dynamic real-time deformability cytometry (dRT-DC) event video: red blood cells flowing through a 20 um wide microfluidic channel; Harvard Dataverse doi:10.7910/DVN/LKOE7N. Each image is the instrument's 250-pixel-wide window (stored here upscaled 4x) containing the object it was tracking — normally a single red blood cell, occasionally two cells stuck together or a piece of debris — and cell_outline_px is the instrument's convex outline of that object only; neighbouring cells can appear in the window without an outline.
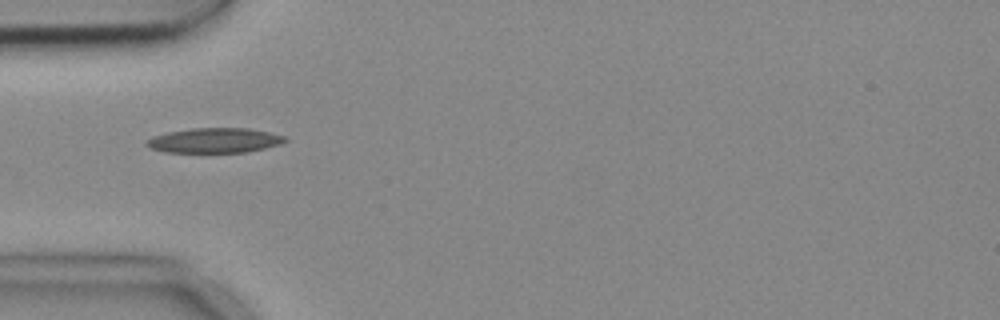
{"species": "common noctule bat (a hibernating species)", "species_latin": "Nyctalus noctula", "temperature_condition": "cold", "stored_images_in_passage": 15, "camera_frame_rate_fps": 3000, "um_per_image_px": 0.085, "animal": {"sex": "female", "body_mass_g": 18.4}, "frame": {"image": 1, "passage_image": 5, "time_ms": 1.333, "image_size_px": [1000, 320], "cell_outline_px": [[288, 140], [280, 144], [248, 152], [164, 152], [152, 148], [144, 144], [144, 140], [152, 136], [168, 132], [192, 128], [248, 128], [288, 136]], "centroid_in_image_um": [18.23, 11.93], "position_along_channel_um": 66.8, "area_um2": 20.17}}
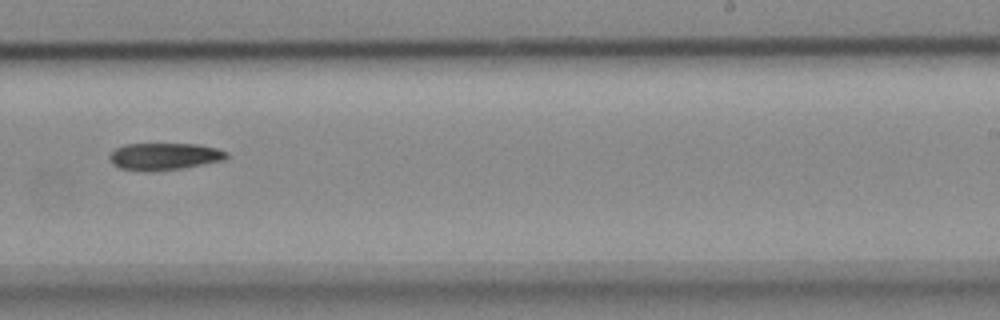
{"frame": {"image": 2, "passage_image": 10, "time_ms": 3.0, "image_size_px": [1000, 320], "cell_outline_px": [[228, 156], [224, 160], [184, 168], [152, 172], [144, 172], [120, 168], [112, 164], [108, 156], [116, 148], [124, 144], [200, 144], [216, 148], [228, 152]], "centroid_in_image_um": [13.96, 13.31], "position_along_channel_um": 275.0, "area_um2": 18.73}}
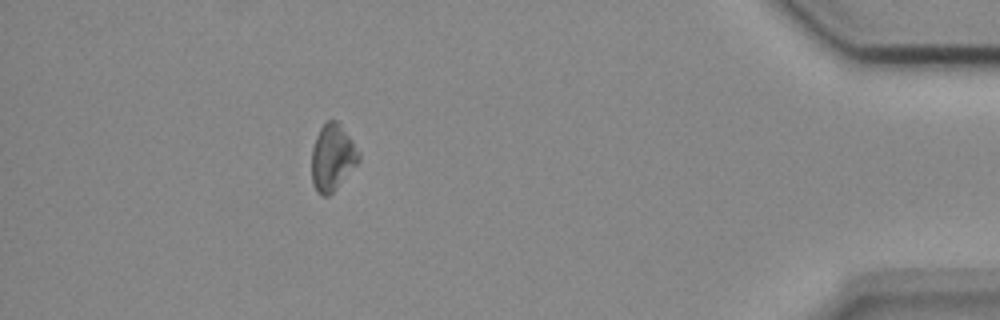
{"frame": {"image": 3, "passage_image": 14, "time_ms": 4.333, "image_size_px": [1000, 320], "cell_outline_px": [[360, 160], [336, 188], [328, 196], [324, 196], [316, 192], [312, 184], [312, 148], [316, 136], [320, 128], [328, 120], [336, 120], [360, 152]], "centroid_in_image_um": [28.24, 13.4], "position_along_channel_um": 407.0, "area_um2": 17.98}}